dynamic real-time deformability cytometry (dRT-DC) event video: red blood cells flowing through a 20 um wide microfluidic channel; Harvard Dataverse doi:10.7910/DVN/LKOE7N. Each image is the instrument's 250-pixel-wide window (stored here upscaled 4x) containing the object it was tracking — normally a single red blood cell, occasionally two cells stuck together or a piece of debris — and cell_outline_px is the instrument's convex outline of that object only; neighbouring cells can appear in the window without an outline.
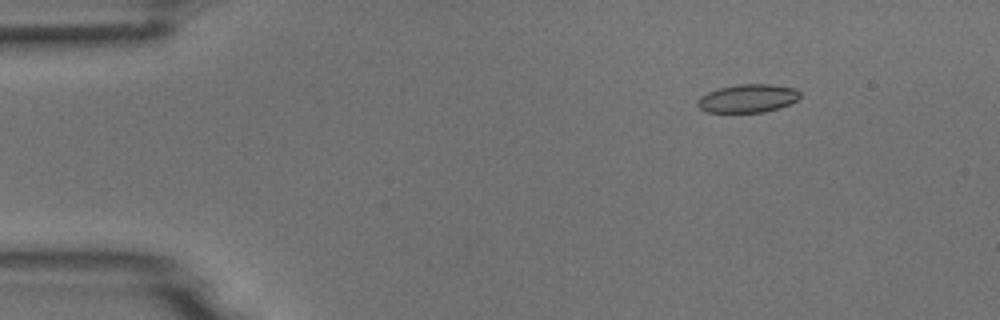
{"species": "common noctule bat (a hibernating species)", "species_latin": "Nyctalus noctula", "temperature_condition": "room temperature", "stored_images_in_passage": 5, "camera_frame_rate_fps": 3000, "um_per_image_px": 0.085, "animal": {"sex": "male", "body_mass_g": 18.8}, "frame": {"image": 1, "passage_image": 2, "time_ms": 1.0, "image_size_px": [1000, 320], "cell_outline_px": [[800, 96], [796, 100], [780, 108], [764, 112], [708, 112], [700, 108], [696, 104], [696, 100], [700, 96], [708, 92], [720, 88], [736, 84], [772, 84], [796, 88], [800, 92]], "centroid_in_image_um": [63.56, 8.35], "position_along_channel_um": 21.4, "area_um2": 16.94}}